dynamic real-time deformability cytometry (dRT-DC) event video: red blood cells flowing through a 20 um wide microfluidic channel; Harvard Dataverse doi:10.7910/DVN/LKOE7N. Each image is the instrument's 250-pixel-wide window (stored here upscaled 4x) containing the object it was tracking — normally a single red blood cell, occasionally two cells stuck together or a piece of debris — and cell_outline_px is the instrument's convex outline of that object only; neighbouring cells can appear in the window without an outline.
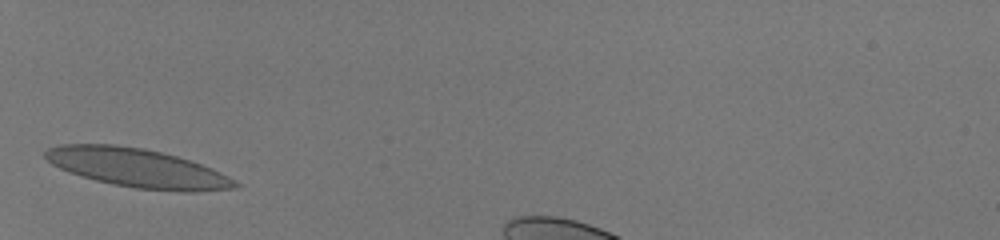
{"species": "human", "species_latin": "Homo sapiens", "temperature_condition": "room temperature", "stored_images_in_passage": 27, "camera_frame_rate_fps": 3000, "um_per_image_px": 0.085, "donor": {"sex": "male"}, "frame": {"image": 1, "passage_image": 1, "time_ms": 0.0, "image_size_px": [1000, 240], "cell_outline_px": [[240, 184], [236, 188], [192, 192], [180, 192], [136, 188], [112, 184], [80, 176], [60, 168], [52, 164], [44, 156], [44, 152], [48, 148], [60, 144], [116, 144], [144, 148], [176, 156], [212, 168], [228, 176]], "centroid_in_image_um": [11.67, 14.28], "position_along_channel_um": 73.3, "area_um2": 42.83}}
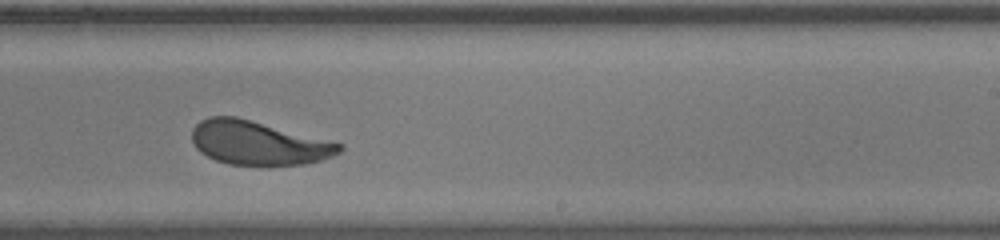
{"frame": {"image": 2, "passage_image": 16, "time_ms": 5.0, "image_size_px": [1000, 240], "cell_outline_px": [[344, 148], [340, 152], [332, 156], [320, 160], [304, 164], [228, 164], [216, 160], [200, 152], [196, 148], [192, 140], [192, 128], [200, 120], [208, 116], [236, 116], [344, 144]], "centroid_in_image_um": [21.94, 12.13], "position_along_channel_um": 267.1, "area_um2": 37.4}}
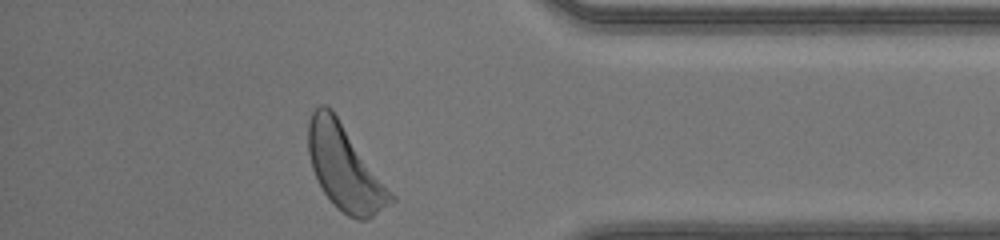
{"frame": {"image": 3, "passage_image": 27, "time_ms": 8.667, "image_size_px": [1000, 240], "cell_outline_px": [[396, 200], [372, 216], [364, 220], [356, 220], [348, 216], [336, 208], [324, 192], [312, 168], [308, 152], [308, 120], [312, 112], [320, 104], [324, 104], [332, 108], [396, 196]], "centroid_in_image_um": [29.31, 14.24], "position_along_channel_um": 405.9, "area_um2": 40.92}, "authors_computed_cell_mechanics": {"area_um2": 38.726, "velocity_mm_per_s": 4.1035, "shape_relaxation_time_tau1_ms": 3.6231, "shape_relaxation_time_tau2_ms": null, "deformation_change_tau1": 0.1481, "deformation_change_tau2": null}}